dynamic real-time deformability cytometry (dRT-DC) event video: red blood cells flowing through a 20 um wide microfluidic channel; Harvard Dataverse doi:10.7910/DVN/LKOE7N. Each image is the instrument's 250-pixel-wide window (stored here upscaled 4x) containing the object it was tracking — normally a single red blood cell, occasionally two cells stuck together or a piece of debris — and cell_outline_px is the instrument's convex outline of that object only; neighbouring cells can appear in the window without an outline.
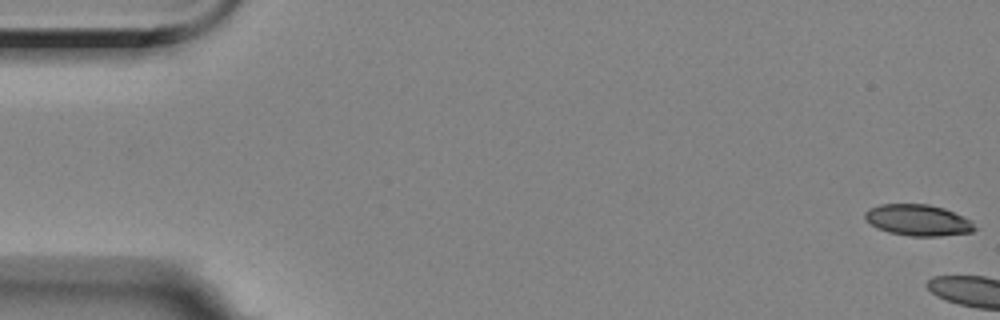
{"species": "Egyptian fruit bat (a non-hibernating species)", "species_latin": "Rousettus aegyptiacus", "temperature_condition": "room temperature", "stored_images_in_passage": 4, "camera_frame_rate_fps": 3000, "um_per_image_px": 0.085, "animal": {"sex": "female"}, "frame": {"image": 1, "passage_image": 1, "time_ms": 0.0, "image_size_px": [1000, 320], "cell_outline_px": [[976, 228], [972, 232], [940, 236], [912, 236], [888, 232], [876, 228], [864, 220], [864, 212], [868, 208], [880, 204], [928, 204], [944, 208], [972, 220]], "centroid_in_image_um": [78.0, 18.71], "position_along_channel_um": 7.0, "area_um2": 20.17}}